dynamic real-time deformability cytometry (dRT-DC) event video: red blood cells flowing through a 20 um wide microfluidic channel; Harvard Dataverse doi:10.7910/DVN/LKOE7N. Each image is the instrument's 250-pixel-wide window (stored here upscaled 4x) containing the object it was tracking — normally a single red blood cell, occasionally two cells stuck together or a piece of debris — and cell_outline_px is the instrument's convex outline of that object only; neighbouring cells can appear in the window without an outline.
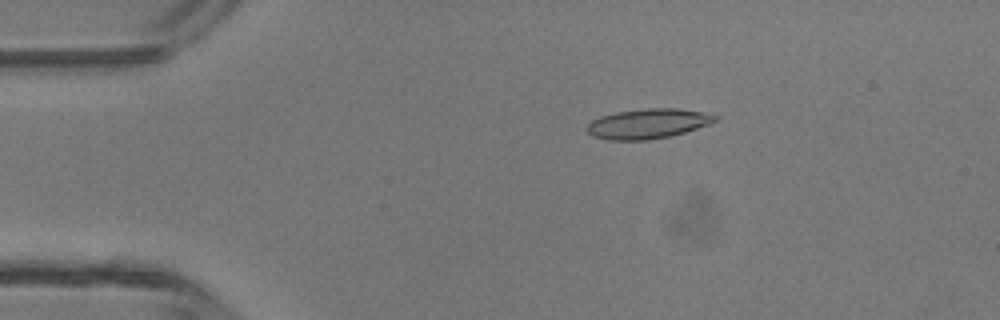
{"species": "common noctule bat (a hibernating species)", "species_latin": "Nyctalus noctula", "temperature_condition": "room temperature", "stored_images_in_passage": 4, "camera_frame_rate_fps": 3000, "um_per_image_px": 0.085, "animal": {"sex": "male", "body_mass_g": 13.3}, "frame": {"image": 1, "passage_image": 3, "time_ms": 0.667, "image_size_px": [1000, 320], "cell_outline_px": [[716, 120], [708, 124], [672, 136], [648, 140], [608, 140], [592, 136], [588, 132], [588, 124], [592, 120], [600, 116], [616, 112], [648, 108], [676, 108], [704, 112], [716, 116]], "centroid_in_image_um": [55.04, 10.51], "position_along_channel_um": 30.0, "area_um2": 22.14}}